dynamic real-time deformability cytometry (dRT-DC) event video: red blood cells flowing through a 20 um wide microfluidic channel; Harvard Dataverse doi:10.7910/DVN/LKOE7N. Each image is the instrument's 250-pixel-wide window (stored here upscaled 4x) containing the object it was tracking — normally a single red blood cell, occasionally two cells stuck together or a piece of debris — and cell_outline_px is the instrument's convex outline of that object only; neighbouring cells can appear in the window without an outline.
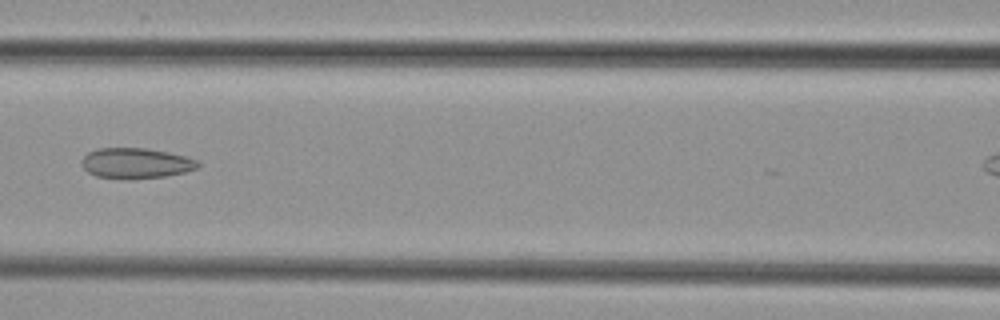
{"species": "common noctule bat (a hibernating species)", "species_latin": "Nyctalus noctula", "temperature_condition": "cold", "stored_images_in_passage": 5, "segment_of_instrument_passage": [1, 2], "camera_frame_rate_fps": 3000, "um_per_image_px": 0.085, "animal": {"sex": "female", "body_mass_g": 29.2, "forearm_length_mm": 56.3}, "frame": {"image": 1, "passage_image": 4, "time_ms": 4.333, "image_size_px": [1000, 320], "cell_outline_px": [[200, 164], [196, 168], [184, 172], [164, 176], [132, 180], [128, 180], [96, 176], [88, 172], [80, 164], [80, 160], [88, 152], [96, 148], [144, 148], [168, 152], [184, 156], [196, 160]], "centroid_in_image_um": [11.49, 13.88], "position_along_channel_um": 155.1, "area_um2": 20.75}}